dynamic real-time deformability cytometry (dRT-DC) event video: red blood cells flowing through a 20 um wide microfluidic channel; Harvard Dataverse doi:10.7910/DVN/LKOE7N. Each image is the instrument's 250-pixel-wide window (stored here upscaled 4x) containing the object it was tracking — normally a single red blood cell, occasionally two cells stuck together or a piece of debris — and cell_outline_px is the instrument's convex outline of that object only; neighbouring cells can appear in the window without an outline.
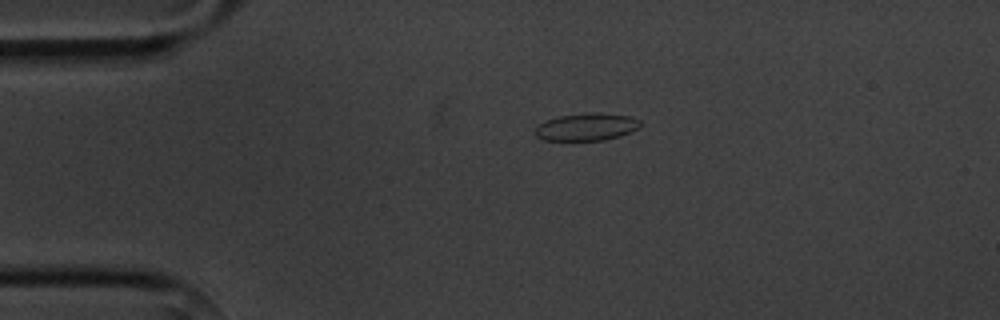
{"species": "common noctule bat (a hibernating species)", "species_latin": "Nyctalus noctula", "temperature_condition": "cold", "stored_images_in_passage": 5, "camera_frame_rate_fps": 3000, "um_per_image_px": 0.085, "animal": {"sex": "male", "body_mass_g": 20.1, "forearm_length_mm": 53.5}, "frame": {"image": 1, "passage_image": 4, "time_ms": 3.333, "image_size_px": [1000, 320], "cell_outline_px": [[640, 128], [632, 132], [620, 136], [604, 140], [544, 140], [536, 136], [536, 128], [540, 124], [548, 120], [560, 116], [588, 112], [596, 112], [632, 116], [640, 120]], "centroid_in_image_um": [49.93, 10.78], "position_along_channel_um": 35.1, "area_um2": 16.82}}